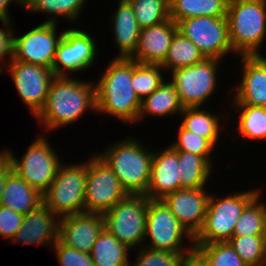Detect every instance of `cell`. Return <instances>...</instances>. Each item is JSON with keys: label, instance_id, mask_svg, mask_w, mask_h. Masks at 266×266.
Instances as JSON below:
<instances>
[{"label": "cell", "instance_id": "6da1fadb", "mask_svg": "<svg viewBox=\"0 0 266 266\" xmlns=\"http://www.w3.org/2000/svg\"><path fill=\"white\" fill-rule=\"evenodd\" d=\"M88 110H97L95 84L71 77H55L44 107L35 118L51 131L74 123Z\"/></svg>", "mask_w": 266, "mask_h": 266}, {"label": "cell", "instance_id": "7a4b0ae2", "mask_svg": "<svg viewBox=\"0 0 266 266\" xmlns=\"http://www.w3.org/2000/svg\"><path fill=\"white\" fill-rule=\"evenodd\" d=\"M133 60L114 58L95 84L96 112L107 113L125 123L138 122L141 100L132 87Z\"/></svg>", "mask_w": 266, "mask_h": 266}, {"label": "cell", "instance_id": "3957f363", "mask_svg": "<svg viewBox=\"0 0 266 266\" xmlns=\"http://www.w3.org/2000/svg\"><path fill=\"white\" fill-rule=\"evenodd\" d=\"M106 149L104 153L97 155L117 176L127 194L146 195L154 152L129 137Z\"/></svg>", "mask_w": 266, "mask_h": 266}, {"label": "cell", "instance_id": "277c9868", "mask_svg": "<svg viewBox=\"0 0 266 266\" xmlns=\"http://www.w3.org/2000/svg\"><path fill=\"white\" fill-rule=\"evenodd\" d=\"M229 40L235 54L261 55L266 37V0H229Z\"/></svg>", "mask_w": 266, "mask_h": 266}, {"label": "cell", "instance_id": "5b68a950", "mask_svg": "<svg viewBox=\"0 0 266 266\" xmlns=\"http://www.w3.org/2000/svg\"><path fill=\"white\" fill-rule=\"evenodd\" d=\"M260 192L257 188L223 198L210 194L202 228L193 237V244L227 242L233 236L235 225L244 208Z\"/></svg>", "mask_w": 266, "mask_h": 266}, {"label": "cell", "instance_id": "8992f818", "mask_svg": "<svg viewBox=\"0 0 266 266\" xmlns=\"http://www.w3.org/2000/svg\"><path fill=\"white\" fill-rule=\"evenodd\" d=\"M82 163L61 164L43 194V204L59 218L84 212L87 163Z\"/></svg>", "mask_w": 266, "mask_h": 266}, {"label": "cell", "instance_id": "52a82bcc", "mask_svg": "<svg viewBox=\"0 0 266 266\" xmlns=\"http://www.w3.org/2000/svg\"><path fill=\"white\" fill-rule=\"evenodd\" d=\"M37 137L20 160L11 150L2 151L9 158L12 170L43 195L54 181L63 162L59 161L61 159L48 143L46 136Z\"/></svg>", "mask_w": 266, "mask_h": 266}, {"label": "cell", "instance_id": "ba28073f", "mask_svg": "<svg viewBox=\"0 0 266 266\" xmlns=\"http://www.w3.org/2000/svg\"><path fill=\"white\" fill-rule=\"evenodd\" d=\"M148 200L146 195L128 194L103 214L104 227L130 249L142 247L146 240Z\"/></svg>", "mask_w": 266, "mask_h": 266}, {"label": "cell", "instance_id": "9c48e42d", "mask_svg": "<svg viewBox=\"0 0 266 266\" xmlns=\"http://www.w3.org/2000/svg\"><path fill=\"white\" fill-rule=\"evenodd\" d=\"M221 61L216 58H204L192 66L171 71L170 81L174 84L184 108L201 107L216 91V74Z\"/></svg>", "mask_w": 266, "mask_h": 266}, {"label": "cell", "instance_id": "30bf717a", "mask_svg": "<svg viewBox=\"0 0 266 266\" xmlns=\"http://www.w3.org/2000/svg\"><path fill=\"white\" fill-rule=\"evenodd\" d=\"M148 236L151 240L149 246L146 244L142 246L150 249L171 252H192L195 250L194 245H191L190 248L189 246L188 248L184 247L183 241L186 237L193 244V236L179 223L162 200H148L145 238L147 239Z\"/></svg>", "mask_w": 266, "mask_h": 266}, {"label": "cell", "instance_id": "8fae6325", "mask_svg": "<svg viewBox=\"0 0 266 266\" xmlns=\"http://www.w3.org/2000/svg\"><path fill=\"white\" fill-rule=\"evenodd\" d=\"M127 195L117 176L98 155L88 159L84 212L104 214Z\"/></svg>", "mask_w": 266, "mask_h": 266}, {"label": "cell", "instance_id": "7c38bea8", "mask_svg": "<svg viewBox=\"0 0 266 266\" xmlns=\"http://www.w3.org/2000/svg\"><path fill=\"white\" fill-rule=\"evenodd\" d=\"M178 31L190 39L205 58L222 60L229 52L235 53L229 40L226 17L199 16L177 23Z\"/></svg>", "mask_w": 266, "mask_h": 266}, {"label": "cell", "instance_id": "4fadbf2b", "mask_svg": "<svg viewBox=\"0 0 266 266\" xmlns=\"http://www.w3.org/2000/svg\"><path fill=\"white\" fill-rule=\"evenodd\" d=\"M95 43L93 37L82 29H65L52 65L54 76L71 77L69 73L83 72L91 67L97 54Z\"/></svg>", "mask_w": 266, "mask_h": 266}, {"label": "cell", "instance_id": "5bb4252c", "mask_svg": "<svg viewBox=\"0 0 266 266\" xmlns=\"http://www.w3.org/2000/svg\"><path fill=\"white\" fill-rule=\"evenodd\" d=\"M56 23L43 22L21 36H14V59L52 69L58 45L63 37L57 35Z\"/></svg>", "mask_w": 266, "mask_h": 266}, {"label": "cell", "instance_id": "9a60e30c", "mask_svg": "<svg viewBox=\"0 0 266 266\" xmlns=\"http://www.w3.org/2000/svg\"><path fill=\"white\" fill-rule=\"evenodd\" d=\"M8 64L17 92L35 117L44 107L50 83L55 78L52 69L17 60Z\"/></svg>", "mask_w": 266, "mask_h": 266}, {"label": "cell", "instance_id": "2e32d148", "mask_svg": "<svg viewBox=\"0 0 266 266\" xmlns=\"http://www.w3.org/2000/svg\"><path fill=\"white\" fill-rule=\"evenodd\" d=\"M209 197L210 194L204 188L180 189L166 195L162 201L194 237L202 228Z\"/></svg>", "mask_w": 266, "mask_h": 266}, {"label": "cell", "instance_id": "e0dca14e", "mask_svg": "<svg viewBox=\"0 0 266 266\" xmlns=\"http://www.w3.org/2000/svg\"><path fill=\"white\" fill-rule=\"evenodd\" d=\"M104 228L103 214L76 213L59 218L58 239L66 246L90 254Z\"/></svg>", "mask_w": 266, "mask_h": 266}, {"label": "cell", "instance_id": "ac0fdd59", "mask_svg": "<svg viewBox=\"0 0 266 266\" xmlns=\"http://www.w3.org/2000/svg\"><path fill=\"white\" fill-rule=\"evenodd\" d=\"M242 78L234 97V105L266 107V57L243 55Z\"/></svg>", "mask_w": 266, "mask_h": 266}, {"label": "cell", "instance_id": "d6986e66", "mask_svg": "<svg viewBox=\"0 0 266 266\" xmlns=\"http://www.w3.org/2000/svg\"><path fill=\"white\" fill-rule=\"evenodd\" d=\"M58 218L42 204L24 215L23 223L11 241L23 245L37 244L52 247L58 240Z\"/></svg>", "mask_w": 266, "mask_h": 266}, {"label": "cell", "instance_id": "ffe728a7", "mask_svg": "<svg viewBox=\"0 0 266 266\" xmlns=\"http://www.w3.org/2000/svg\"><path fill=\"white\" fill-rule=\"evenodd\" d=\"M177 24L170 18L163 23L140 29L136 52L132 60L140 64H161L167 55Z\"/></svg>", "mask_w": 266, "mask_h": 266}, {"label": "cell", "instance_id": "44dd1931", "mask_svg": "<svg viewBox=\"0 0 266 266\" xmlns=\"http://www.w3.org/2000/svg\"><path fill=\"white\" fill-rule=\"evenodd\" d=\"M176 190H180L179 161L177 151L170 145L160 153L154 151L146 196L162 200Z\"/></svg>", "mask_w": 266, "mask_h": 266}, {"label": "cell", "instance_id": "7402d4cb", "mask_svg": "<svg viewBox=\"0 0 266 266\" xmlns=\"http://www.w3.org/2000/svg\"><path fill=\"white\" fill-rule=\"evenodd\" d=\"M118 8L111 16L115 43L119 54L116 58H131L136 52L140 28L130 2L119 0Z\"/></svg>", "mask_w": 266, "mask_h": 266}, {"label": "cell", "instance_id": "603a6c76", "mask_svg": "<svg viewBox=\"0 0 266 266\" xmlns=\"http://www.w3.org/2000/svg\"><path fill=\"white\" fill-rule=\"evenodd\" d=\"M43 204V195L12 171L6 179L2 205L26 215Z\"/></svg>", "mask_w": 266, "mask_h": 266}, {"label": "cell", "instance_id": "cb8c5ba5", "mask_svg": "<svg viewBox=\"0 0 266 266\" xmlns=\"http://www.w3.org/2000/svg\"><path fill=\"white\" fill-rule=\"evenodd\" d=\"M184 107L182 106L174 84L164 81L154 92L141 101L139 120L144 116H169L181 114Z\"/></svg>", "mask_w": 266, "mask_h": 266}, {"label": "cell", "instance_id": "d4e9b609", "mask_svg": "<svg viewBox=\"0 0 266 266\" xmlns=\"http://www.w3.org/2000/svg\"><path fill=\"white\" fill-rule=\"evenodd\" d=\"M130 248L119 242L105 227L99 233L90 256L95 266H130Z\"/></svg>", "mask_w": 266, "mask_h": 266}, {"label": "cell", "instance_id": "484cf974", "mask_svg": "<svg viewBox=\"0 0 266 266\" xmlns=\"http://www.w3.org/2000/svg\"><path fill=\"white\" fill-rule=\"evenodd\" d=\"M229 0H169V16L177 24L199 16L227 17Z\"/></svg>", "mask_w": 266, "mask_h": 266}, {"label": "cell", "instance_id": "4316f807", "mask_svg": "<svg viewBox=\"0 0 266 266\" xmlns=\"http://www.w3.org/2000/svg\"><path fill=\"white\" fill-rule=\"evenodd\" d=\"M179 161L180 189L205 188L211 175V164L198 154L177 151Z\"/></svg>", "mask_w": 266, "mask_h": 266}, {"label": "cell", "instance_id": "83f0119b", "mask_svg": "<svg viewBox=\"0 0 266 266\" xmlns=\"http://www.w3.org/2000/svg\"><path fill=\"white\" fill-rule=\"evenodd\" d=\"M200 108L203 109V107L184 108L181 113L184 119L180 124L184 129L208 139L215 146L220 137V117Z\"/></svg>", "mask_w": 266, "mask_h": 266}, {"label": "cell", "instance_id": "f1b7e54d", "mask_svg": "<svg viewBox=\"0 0 266 266\" xmlns=\"http://www.w3.org/2000/svg\"><path fill=\"white\" fill-rule=\"evenodd\" d=\"M205 57L199 51L198 47L182 33L177 31L173 37L168 49L165 60L160 64L166 71L170 72L177 68L189 67Z\"/></svg>", "mask_w": 266, "mask_h": 266}, {"label": "cell", "instance_id": "f546056e", "mask_svg": "<svg viewBox=\"0 0 266 266\" xmlns=\"http://www.w3.org/2000/svg\"><path fill=\"white\" fill-rule=\"evenodd\" d=\"M87 0H23V8L32 12L51 14L50 19L44 22L58 23L57 15L71 20H77L78 15ZM54 16V17H53Z\"/></svg>", "mask_w": 266, "mask_h": 266}, {"label": "cell", "instance_id": "4dcf8cb0", "mask_svg": "<svg viewBox=\"0 0 266 266\" xmlns=\"http://www.w3.org/2000/svg\"><path fill=\"white\" fill-rule=\"evenodd\" d=\"M259 193L243 210L233 235H266V203L259 202Z\"/></svg>", "mask_w": 266, "mask_h": 266}, {"label": "cell", "instance_id": "1f68e13d", "mask_svg": "<svg viewBox=\"0 0 266 266\" xmlns=\"http://www.w3.org/2000/svg\"><path fill=\"white\" fill-rule=\"evenodd\" d=\"M227 242L247 266L266 265V235H233Z\"/></svg>", "mask_w": 266, "mask_h": 266}, {"label": "cell", "instance_id": "d6a6232c", "mask_svg": "<svg viewBox=\"0 0 266 266\" xmlns=\"http://www.w3.org/2000/svg\"><path fill=\"white\" fill-rule=\"evenodd\" d=\"M239 110L237 130L241 137L252 140L266 139V107L235 105Z\"/></svg>", "mask_w": 266, "mask_h": 266}, {"label": "cell", "instance_id": "836d02e7", "mask_svg": "<svg viewBox=\"0 0 266 266\" xmlns=\"http://www.w3.org/2000/svg\"><path fill=\"white\" fill-rule=\"evenodd\" d=\"M164 70L159 64H140L133 60L132 87L142 101L145 97L154 92L164 80Z\"/></svg>", "mask_w": 266, "mask_h": 266}, {"label": "cell", "instance_id": "e575fe53", "mask_svg": "<svg viewBox=\"0 0 266 266\" xmlns=\"http://www.w3.org/2000/svg\"><path fill=\"white\" fill-rule=\"evenodd\" d=\"M140 29L155 26L170 19L169 0L130 1Z\"/></svg>", "mask_w": 266, "mask_h": 266}, {"label": "cell", "instance_id": "d590c367", "mask_svg": "<svg viewBox=\"0 0 266 266\" xmlns=\"http://www.w3.org/2000/svg\"><path fill=\"white\" fill-rule=\"evenodd\" d=\"M193 245L208 266H247L228 242Z\"/></svg>", "mask_w": 266, "mask_h": 266}, {"label": "cell", "instance_id": "8d00e7d4", "mask_svg": "<svg viewBox=\"0 0 266 266\" xmlns=\"http://www.w3.org/2000/svg\"><path fill=\"white\" fill-rule=\"evenodd\" d=\"M178 139L171 145L176 151H186L203 156L211 165L210 153L214 146L208 139L184 129L181 125L178 129Z\"/></svg>", "mask_w": 266, "mask_h": 266}, {"label": "cell", "instance_id": "74e56055", "mask_svg": "<svg viewBox=\"0 0 266 266\" xmlns=\"http://www.w3.org/2000/svg\"><path fill=\"white\" fill-rule=\"evenodd\" d=\"M132 266H179L184 255L191 252H171L142 246Z\"/></svg>", "mask_w": 266, "mask_h": 266}, {"label": "cell", "instance_id": "f35d334b", "mask_svg": "<svg viewBox=\"0 0 266 266\" xmlns=\"http://www.w3.org/2000/svg\"><path fill=\"white\" fill-rule=\"evenodd\" d=\"M52 248L61 266H95L90 254L68 247L59 239Z\"/></svg>", "mask_w": 266, "mask_h": 266}, {"label": "cell", "instance_id": "ab89813d", "mask_svg": "<svg viewBox=\"0 0 266 266\" xmlns=\"http://www.w3.org/2000/svg\"><path fill=\"white\" fill-rule=\"evenodd\" d=\"M23 220L24 215L0 205V236L11 241Z\"/></svg>", "mask_w": 266, "mask_h": 266}, {"label": "cell", "instance_id": "60d3db41", "mask_svg": "<svg viewBox=\"0 0 266 266\" xmlns=\"http://www.w3.org/2000/svg\"><path fill=\"white\" fill-rule=\"evenodd\" d=\"M11 19L3 22L5 29H0V66L3 67L4 57L10 56L9 63L14 59V29ZM3 61V63H2Z\"/></svg>", "mask_w": 266, "mask_h": 266}, {"label": "cell", "instance_id": "b9f144b4", "mask_svg": "<svg viewBox=\"0 0 266 266\" xmlns=\"http://www.w3.org/2000/svg\"><path fill=\"white\" fill-rule=\"evenodd\" d=\"M12 164L6 154L0 152V205H2L3 190L6 184L7 176L12 172Z\"/></svg>", "mask_w": 266, "mask_h": 266}, {"label": "cell", "instance_id": "7bdbcfd3", "mask_svg": "<svg viewBox=\"0 0 266 266\" xmlns=\"http://www.w3.org/2000/svg\"><path fill=\"white\" fill-rule=\"evenodd\" d=\"M179 266H208V264L196 250H193L191 253L184 255Z\"/></svg>", "mask_w": 266, "mask_h": 266}, {"label": "cell", "instance_id": "ee69618b", "mask_svg": "<svg viewBox=\"0 0 266 266\" xmlns=\"http://www.w3.org/2000/svg\"><path fill=\"white\" fill-rule=\"evenodd\" d=\"M14 1L18 3L17 5L23 6V0H0V21L2 23L11 18L8 8Z\"/></svg>", "mask_w": 266, "mask_h": 266}, {"label": "cell", "instance_id": "f6af8a7d", "mask_svg": "<svg viewBox=\"0 0 266 266\" xmlns=\"http://www.w3.org/2000/svg\"><path fill=\"white\" fill-rule=\"evenodd\" d=\"M4 68H5V67L2 68V67L0 66V73L3 72V69H4Z\"/></svg>", "mask_w": 266, "mask_h": 266}]
</instances>
